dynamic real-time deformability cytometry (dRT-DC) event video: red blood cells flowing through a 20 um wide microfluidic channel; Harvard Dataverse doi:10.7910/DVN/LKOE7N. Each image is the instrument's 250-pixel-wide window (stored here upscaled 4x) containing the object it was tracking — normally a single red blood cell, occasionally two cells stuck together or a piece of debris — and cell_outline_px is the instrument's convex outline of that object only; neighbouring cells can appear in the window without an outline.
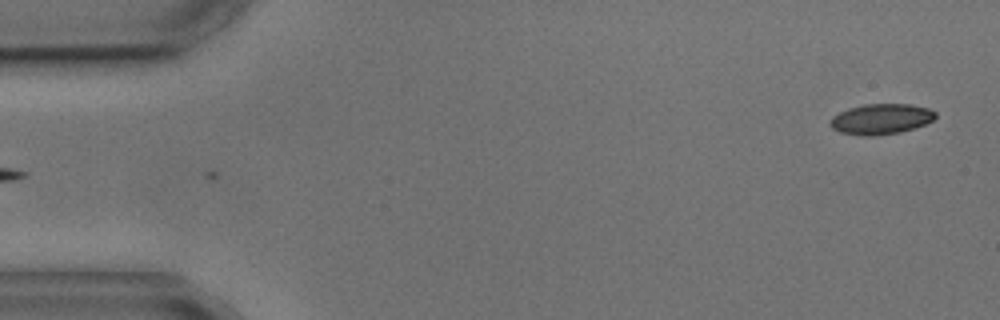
{"species": "common noctule bat (a hibernating species)", "species_latin": "Nyctalus noctula", "temperature_condition": "cold", "stored_images_in_passage": 3, "segment_of_instrument_passage": [2, 2], "camera_frame_rate_fps": 3000, "um_per_image_px": 0.085, "animal": {"sex": "male", "body_mass_g": 17.9, "forearm_length_mm": 54.2}, "frame": {"image": 1, "passage_image": 3, "time_ms": 3.333, "image_size_px": [1000, 320], "cell_outline_px": [[936, 116], [932, 120], [924, 124], [900, 132], [876, 136], [860, 136], [840, 132], [832, 128], [828, 124], [832, 116], [848, 108], [864, 104], [912, 104], [928, 108], [936, 112]], "centroid_in_image_um": [74.85, 10.12], "position_along_channel_um": 10.2, "area_um2": 18.79}}